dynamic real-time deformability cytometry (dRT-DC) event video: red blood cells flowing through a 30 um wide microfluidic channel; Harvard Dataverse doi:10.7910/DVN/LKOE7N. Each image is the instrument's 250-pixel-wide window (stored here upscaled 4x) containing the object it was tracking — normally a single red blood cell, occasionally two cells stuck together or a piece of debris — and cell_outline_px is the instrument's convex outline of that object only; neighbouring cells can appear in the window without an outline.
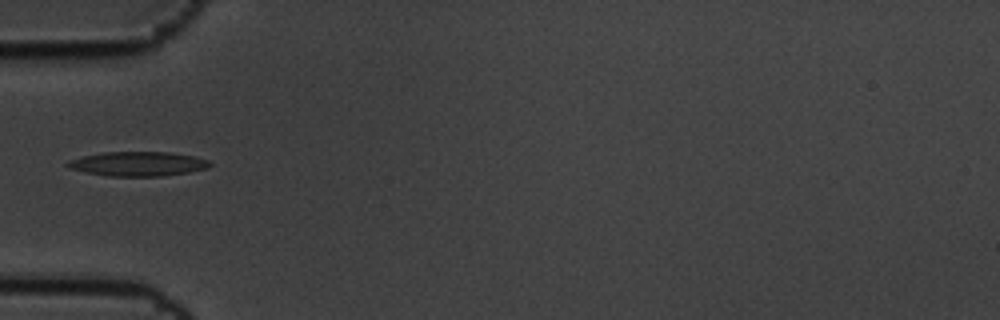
{"species": "common noctule bat (a hibernating species)", "species_latin": "Nyctalus noctula", "temperature_condition": "cold", "stored_images_in_passage": 4, "camera_frame_rate_fps": 3000, "um_per_image_px": 0.085, "animal": {"sex": "male", "body_mass_g": 19.5, "forearm_length_mm": 54.6}, "frame": {"image": 1, "passage_image": 4, "time_ms": 1.0, "image_size_px": [1000, 320], "cell_outline_px": [[212, 164], [208, 168], [188, 172], [160, 176], [108, 176], [68, 168], [64, 164], [68, 160], [84, 156], [104, 152], [168, 152], [196, 156], [208, 160]], "centroid_in_image_um": [11.73, 13.92], "position_along_channel_um": 73.3, "area_um2": 20.17}}